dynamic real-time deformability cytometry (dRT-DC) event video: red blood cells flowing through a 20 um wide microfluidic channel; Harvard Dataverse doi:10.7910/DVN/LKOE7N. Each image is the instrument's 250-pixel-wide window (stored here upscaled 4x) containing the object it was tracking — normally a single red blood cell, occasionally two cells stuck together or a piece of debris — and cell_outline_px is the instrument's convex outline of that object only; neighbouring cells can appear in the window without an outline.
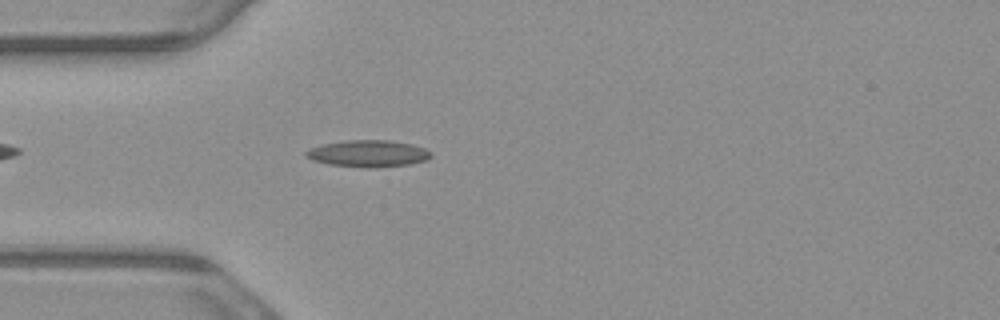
{"species": "common noctule bat (a hibernating species)", "species_latin": "Nyctalus noctula", "temperature_condition": "warm", "stored_images_in_passage": 1, "camera_frame_rate_fps": 3000, "um_per_image_px": 0.085, "animal": {"sex": "male", "body_mass_g": 23.1, "forearm_length_mm": 52.7}, "frame": {"image": 1, "passage_image": 1, "time_ms": 0.0, "image_size_px": [1000, 320], "cell_outline_px": [[432, 156], [428, 160], [408, 164], [376, 168], [368, 168], [328, 164], [312, 160], [304, 156], [304, 152], [308, 148], [320, 144], [344, 140], [388, 140], [412, 144], [424, 148], [432, 152]], "centroid_in_image_um": [31.26, 13.05], "position_along_channel_um": 53.7, "area_um2": 19.83}}